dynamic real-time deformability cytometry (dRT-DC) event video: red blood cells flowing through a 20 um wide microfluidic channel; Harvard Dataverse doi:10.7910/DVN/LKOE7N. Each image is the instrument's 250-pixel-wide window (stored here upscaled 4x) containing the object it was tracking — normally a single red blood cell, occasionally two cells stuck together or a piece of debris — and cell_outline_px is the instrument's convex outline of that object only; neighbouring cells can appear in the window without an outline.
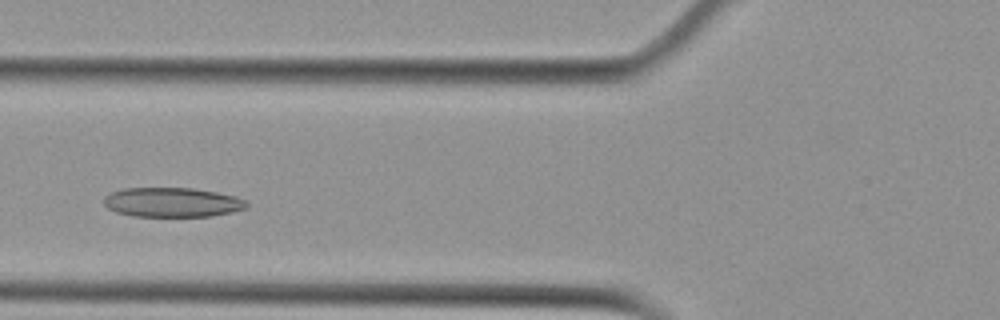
{"species": "Egyptian fruit bat (a non-hibernating species)", "species_latin": "Rousettus aegyptiacus", "temperature_condition": "cold", "stored_images_in_passage": 46, "camera_frame_rate_fps": 3000, "um_per_image_px": 0.085, "animal": {"sex": "female"}, "frame": {"image": 1, "passage_image": 13, "time_ms": 4.0, "image_size_px": [1000, 320], "cell_outline_px": [[248, 204], [244, 208], [232, 212], [212, 216], [132, 216], [116, 212], [108, 208], [104, 204], [104, 196], [112, 192], [124, 188], [192, 188], [216, 192], [236, 196], [248, 200]], "centroid_in_image_um": [14.65, 17.19], "position_along_channel_um": 111.2, "area_um2": 24.57}}
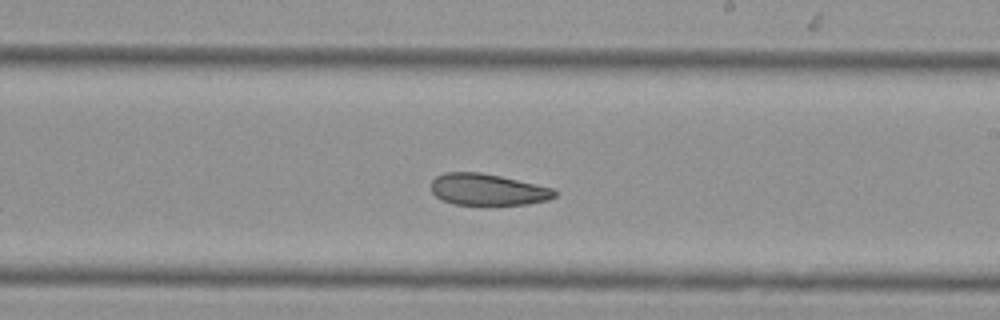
{"frame": {"image": 2, "passage_image": 24, "time_ms": 7.667, "image_size_px": [1000, 320], "cell_outline_px": [[556, 196], [548, 200], [528, 204], [452, 204], [440, 200], [432, 192], [432, 180], [436, 176], [444, 172], [480, 172], [500, 176], [552, 188], [556, 192]], "centroid_in_image_um": [41.42, 16.11], "position_along_channel_um": 247.6, "area_um2": 22.54}}
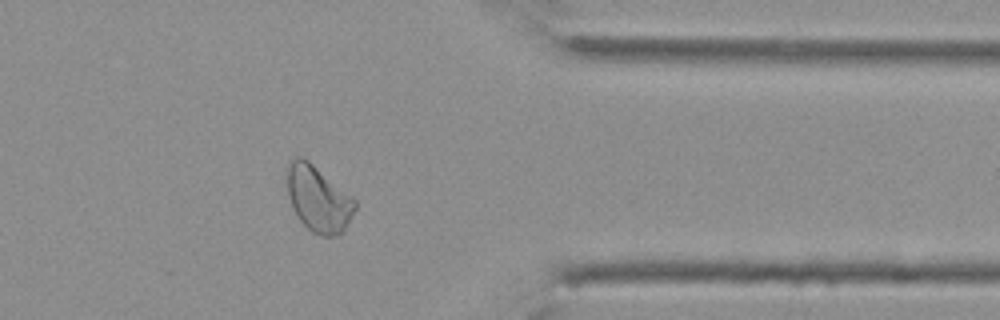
{"frame": {"image": 3, "passage_image": 36, "time_ms": 11.667, "image_size_px": [1000, 320], "cell_outline_px": [[356, 208], [344, 232], [332, 236], [324, 236], [312, 232], [300, 220], [292, 208], [288, 192], [284, 168], [296, 156], [300, 156], [308, 160], [352, 196], [356, 200]], "centroid_in_image_um": [27.04, 16.88], "position_along_channel_um": 384.4, "area_um2": 26.24}, "authors_computed_cell_mechanics": {"area_um2": 25.8366, "velocity_mm_per_s": 3.732, "shape_relaxation_time_tau1_ms": null, "shape_relaxation_time_tau2_ms": 7.9764, "deformation_change_tau1": null, "deformation_change_tau2": 0.1481}}